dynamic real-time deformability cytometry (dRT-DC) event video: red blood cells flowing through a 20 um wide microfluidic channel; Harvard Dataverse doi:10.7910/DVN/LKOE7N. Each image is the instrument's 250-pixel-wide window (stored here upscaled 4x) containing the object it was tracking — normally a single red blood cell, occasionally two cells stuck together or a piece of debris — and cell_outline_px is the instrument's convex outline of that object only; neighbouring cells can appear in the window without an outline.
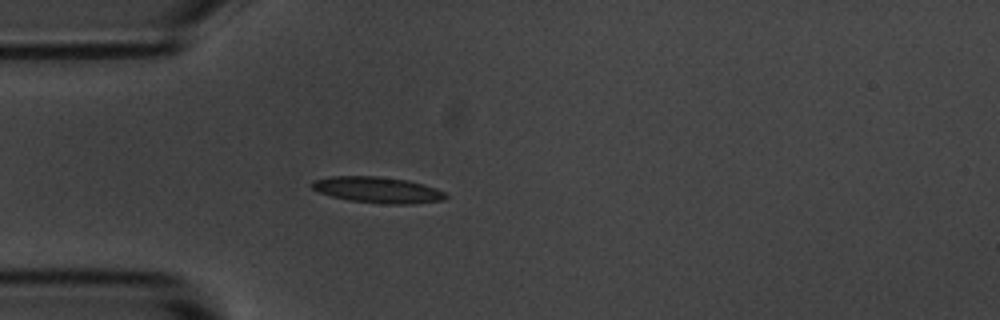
{"species": "common noctule bat (a hibernating species)", "species_latin": "Nyctalus noctula", "temperature_condition": "room temperature", "stored_images_in_passage": 1, "camera_frame_rate_fps": 3000, "um_per_image_px": 0.085, "animal": {"sex": "male", "body_mass_g": 20.1, "forearm_length_mm": 53.5}, "frame": {"image": 1, "passage_image": 1, "time_ms": 0.0, "image_size_px": [1000, 320], "cell_outline_px": [[448, 196], [444, 200], [412, 204], [388, 204], [348, 200], [332, 196], [320, 192], [312, 188], [312, 180], [328, 176], [376, 176], [408, 180], [424, 184], [436, 188], [444, 192]], "centroid_in_image_um": [32.12, 16.13], "position_along_channel_um": 52.9, "area_um2": 20.35}}